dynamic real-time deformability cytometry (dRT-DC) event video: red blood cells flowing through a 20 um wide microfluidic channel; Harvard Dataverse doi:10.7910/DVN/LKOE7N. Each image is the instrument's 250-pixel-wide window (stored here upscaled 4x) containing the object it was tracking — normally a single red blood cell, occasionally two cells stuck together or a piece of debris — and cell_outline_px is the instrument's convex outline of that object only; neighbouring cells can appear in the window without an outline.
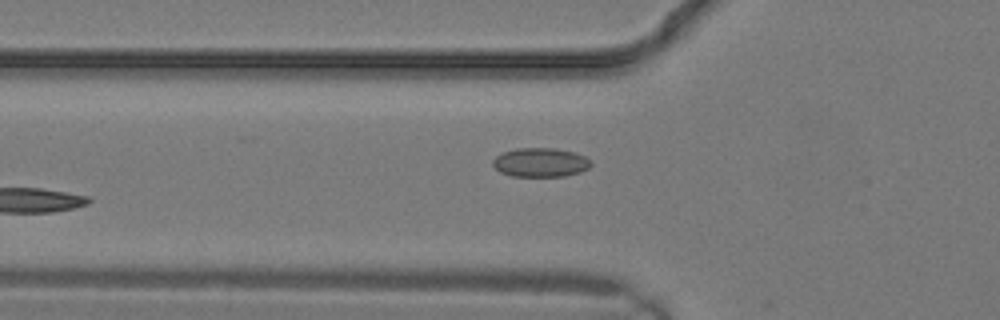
{"species": "common noctule bat (a hibernating species)", "species_latin": "Nyctalus noctula", "temperature_condition": "warm", "stored_images_in_passage": 6, "camera_frame_rate_fps": 3000, "um_per_image_px": 0.085, "animal": {"sex": "male", "body_mass_g": 19.2, "forearm_length_mm": 51.8}, "frame": {"image": 1, "passage_image": 6, "time_ms": 1.667, "image_size_px": [1000, 320], "cell_outline_px": [[592, 164], [588, 168], [580, 172], [564, 176], [512, 176], [500, 172], [492, 164], [492, 160], [496, 156], [504, 152], [516, 148], [552, 148], [572, 152], [584, 156], [592, 160]], "centroid_in_image_um": [45.94, 13.81], "position_along_channel_um": 79.9, "area_um2": 16.53}}